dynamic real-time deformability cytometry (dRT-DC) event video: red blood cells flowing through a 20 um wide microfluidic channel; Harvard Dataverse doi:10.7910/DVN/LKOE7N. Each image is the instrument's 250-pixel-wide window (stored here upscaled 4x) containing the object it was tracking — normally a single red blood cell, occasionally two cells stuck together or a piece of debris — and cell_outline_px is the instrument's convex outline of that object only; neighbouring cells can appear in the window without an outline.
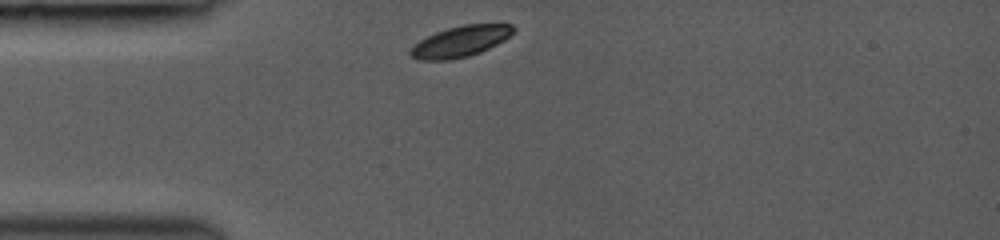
{"species": "common noctule bat (a hibernating species)", "species_latin": "Nyctalus noctula", "temperature_condition": "room temperature", "stored_images_in_passage": 5, "camera_frame_rate_fps": 3000, "um_per_image_px": 0.085, "animal": {"sex": "female", "body_mass_g": 19.0, "forearm_length_mm": 53.3}, "frame": {"image": 1, "passage_image": 1, "time_ms": 0.0, "image_size_px": [1000, 240], "cell_outline_px": [[516, 28], [504, 40], [480, 52], [468, 56], [448, 60], [416, 60], [408, 56], [408, 52], [412, 44], [436, 32], [448, 28], [464, 24], [512, 24]], "centroid_in_image_um": [39.07, 3.53], "position_along_channel_um": 45.9, "area_um2": 18.55}}